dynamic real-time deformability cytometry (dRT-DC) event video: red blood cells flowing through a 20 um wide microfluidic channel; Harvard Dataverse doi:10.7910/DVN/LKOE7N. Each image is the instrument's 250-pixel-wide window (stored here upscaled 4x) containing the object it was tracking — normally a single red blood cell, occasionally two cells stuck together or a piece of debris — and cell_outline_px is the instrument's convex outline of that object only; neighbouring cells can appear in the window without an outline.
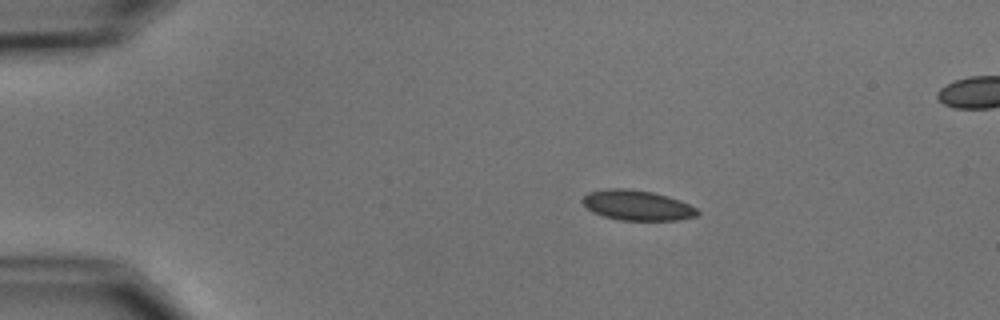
{"species": "common noctule bat (a hibernating species)", "species_latin": "Nyctalus noctula", "temperature_condition": "cold", "stored_images_in_passage": 5, "segment_of_instrument_passage": [1, 2], "camera_frame_rate_fps": 3000, "um_per_image_px": 0.085, "animal": {"sex": "male", "body_mass_g": 15.6}, "frame": {"image": 1, "passage_image": 3, "time_ms": 2.333, "image_size_px": [1000, 320], "cell_outline_px": [[700, 212], [696, 216], [676, 220], [620, 220], [604, 216], [592, 212], [580, 200], [588, 192], [604, 188], [628, 188], [652, 192], [668, 196], [680, 200], [696, 208]], "centroid_in_image_um": [54.13, 17.44], "position_along_channel_um": 30.9, "area_um2": 20.23}}